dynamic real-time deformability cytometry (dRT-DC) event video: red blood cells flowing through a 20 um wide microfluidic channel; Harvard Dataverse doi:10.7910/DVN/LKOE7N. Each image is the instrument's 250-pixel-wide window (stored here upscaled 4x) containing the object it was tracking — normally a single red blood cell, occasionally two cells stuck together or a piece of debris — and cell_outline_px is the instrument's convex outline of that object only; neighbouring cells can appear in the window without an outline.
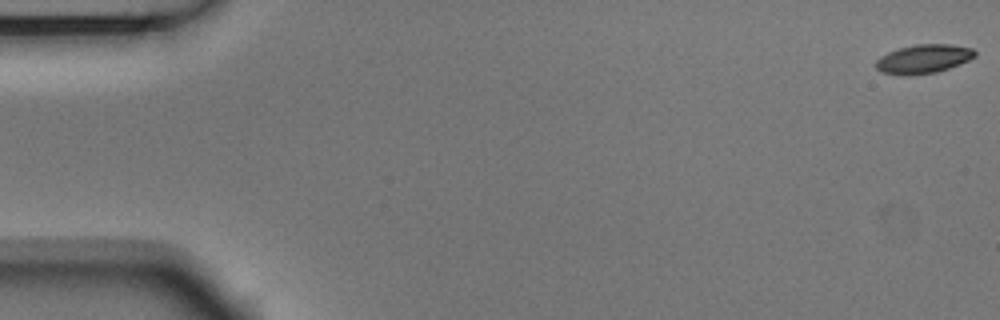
{"species": "Egyptian fruit bat (a non-hibernating species)", "species_latin": "Rousettus aegyptiacus", "temperature_condition": "room temperature", "stored_images_in_passage": 6, "segment_of_instrument_passage": [1, 2], "camera_frame_rate_fps": 3000, "um_per_image_px": 0.085, "animal": {"sex": "male"}, "frame": {"image": 1, "passage_image": 1, "time_ms": 0.0, "image_size_px": [1000, 320], "cell_outline_px": [[976, 56], [960, 64], [936, 72], [912, 76], [900, 76], [880, 72], [876, 68], [876, 60], [880, 56], [888, 52], [900, 48], [916, 44], [948, 44], [972, 48], [976, 52]], "centroid_in_image_um": [78.46, 5.02], "position_along_channel_um": 6.5, "area_um2": 16.82}}